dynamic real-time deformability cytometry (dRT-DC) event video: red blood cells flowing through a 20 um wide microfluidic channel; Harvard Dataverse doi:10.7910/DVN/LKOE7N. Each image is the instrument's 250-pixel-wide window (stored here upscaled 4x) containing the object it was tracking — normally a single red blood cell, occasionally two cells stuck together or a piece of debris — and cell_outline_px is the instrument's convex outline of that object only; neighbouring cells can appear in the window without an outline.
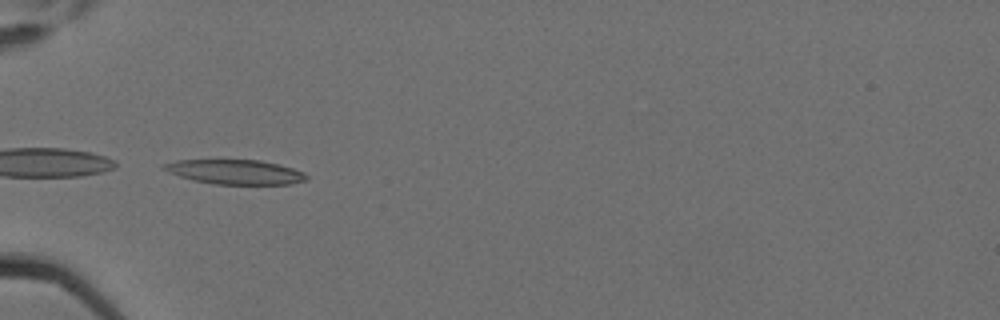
{"species": "Egyptian fruit bat (a non-hibernating species)", "species_latin": "Rousettus aegyptiacus", "temperature_condition": "cold", "stored_images_in_passage": 7, "camera_frame_rate_fps": 3000, "um_per_image_px": 0.085, "animal": {"sex": "female"}, "frame": {"image": 1, "passage_image": 6, "time_ms": 1.667, "image_size_px": [1000, 320], "cell_outline_px": [[308, 180], [292, 184], [212, 184], [192, 180], [168, 172], [160, 168], [160, 164], [176, 160], [260, 160], [292, 168], [304, 172], [308, 176]], "centroid_in_image_um": [19.96, 14.62], "position_along_channel_um": 65.0, "area_um2": 20.52}}
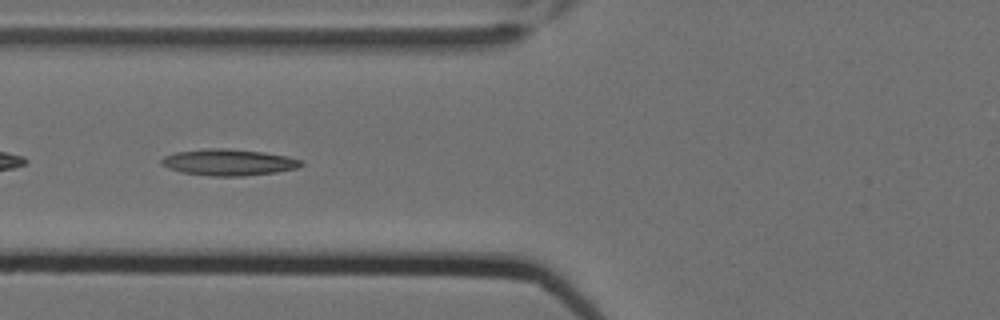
{"frame": {"image": 2, "passage_image": 7, "time_ms": 2.0, "image_size_px": [1000, 320], "cell_outline_px": [[304, 164], [296, 168], [276, 172], [244, 176], [212, 176], [180, 172], [168, 168], [160, 164], [160, 160], [164, 156], [176, 152], [208, 148], [228, 148], [264, 152], [288, 156], [300, 160]], "centroid_in_image_um": [19.41, 13.79], "position_along_channel_um": 106.4, "area_um2": 21.56}}